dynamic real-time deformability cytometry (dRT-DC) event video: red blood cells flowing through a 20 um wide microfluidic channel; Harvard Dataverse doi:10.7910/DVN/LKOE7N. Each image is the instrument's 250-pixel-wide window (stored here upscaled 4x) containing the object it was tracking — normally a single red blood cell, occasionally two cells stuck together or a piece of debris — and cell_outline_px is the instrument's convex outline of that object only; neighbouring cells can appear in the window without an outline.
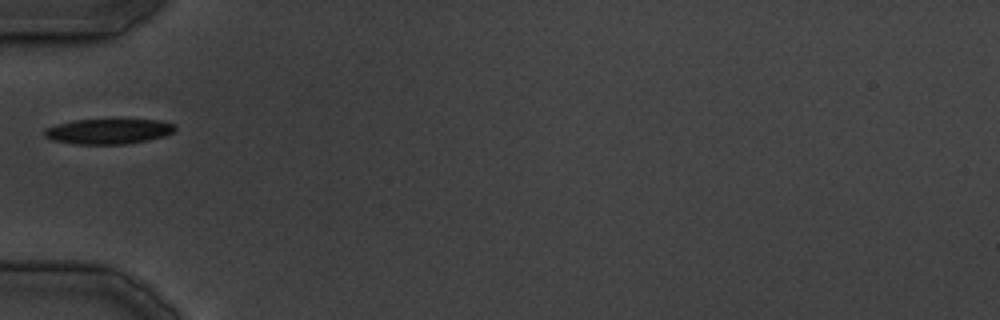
{"species": "common noctule bat (a hibernating species)", "species_latin": "Nyctalus noctula", "temperature_condition": "cold", "stored_images_in_passage": 22, "camera_frame_rate_fps": 3000, "um_per_image_px": 0.085, "animal": {"sex": "male", "body_mass_g": 19.5, "forearm_length_mm": 54.6}, "frame": {"image": 1, "passage_image": 1, "time_ms": 0.0, "image_size_px": [1000, 320], "cell_outline_px": [[176, 128], [172, 132], [164, 136], [148, 140], [124, 144], [76, 144], [52, 140], [44, 136], [44, 128], [56, 124], [76, 120], [120, 116], [160, 120], [176, 124]], "centroid_in_image_um": [9.26, 11.1], "position_along_channel_um": 75.7, "area_um2": 20.35}}
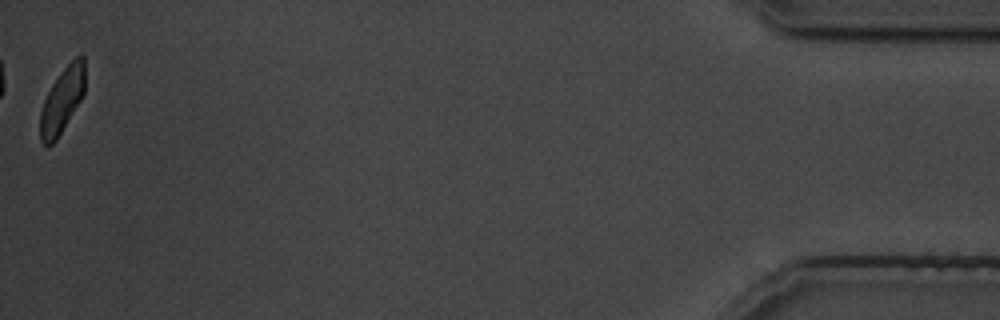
{"frame": {"image": 2, "passage_image": 22, "time_ms": 30.333, "image_size_px": [1000, 320], "cell_outline_px": [[84, 92], [80, 100], [56, 140], [52, 144], [44, 144], [40, 140], [40, 112], [44, 100], [52, 84], [60, 72], [76, 56], [84, 56]], "centroid_in_image_um": [5.26, 8.52], "position_along_channel_um": 429.9, "area_um2": 16.59}}